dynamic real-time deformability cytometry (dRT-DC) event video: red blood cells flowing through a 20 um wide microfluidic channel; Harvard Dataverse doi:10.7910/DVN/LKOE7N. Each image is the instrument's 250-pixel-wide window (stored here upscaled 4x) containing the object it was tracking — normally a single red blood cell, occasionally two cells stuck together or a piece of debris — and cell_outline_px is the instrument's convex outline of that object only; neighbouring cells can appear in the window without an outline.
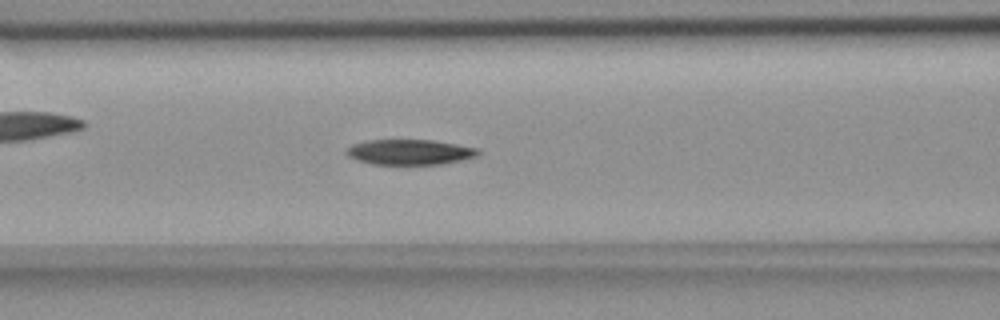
{"species": "common noctule bat (a hibernating species)", "species_latin": "Nyctalus noctula", "temperature_condition": "room temperature", "stored_images_in_passage": 54, "camera_frame_rate_fps": 3000, "um_per_image_px": 0.085, "animal": {"sex": "female", "body_mass_g": 18.4}, "frame": {"image": 1, "passage_image": 22, "time_ms": 7.0, "image_size_px": [1000, 320], "cell_outline_px": [[480, 156], [440, 164], [372, 164], [356, 160], [348, 156], [344, 152], [352, 144], [368, 140], [432, 140], [480, 148]], "centroid_in_image_um": [34.84, 12.92], "position_along_channel_um": 131.8, "area_um2": 19.48}}
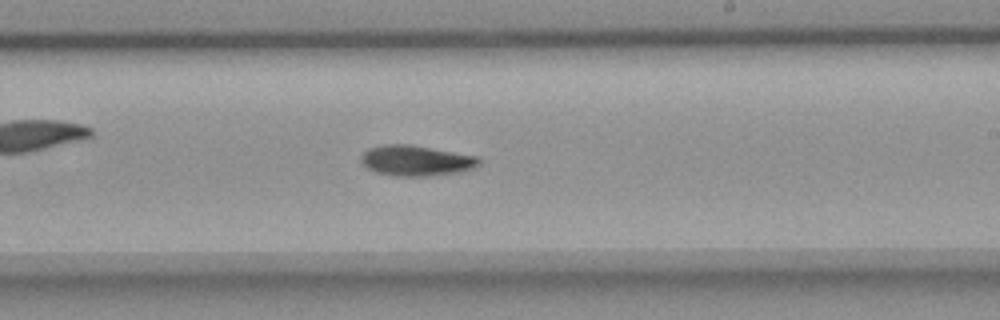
{"frame": {"image": 2, "passage_image": 32, "time_ms": 10.333, "image_size_px": [1000, 320], "cell_outline_px": [[484, 160], [476, 168], [460, 172], [428, 176], [396, 176], [376, 172], [368, 168], [360, 160], [360, 156], [368, 148], [384, 144], [408, 144], [480, 156]], "centroid_in_image_um": [35.44, 13.65], "position_along_channel_um": 253.6, "area_um2": 21.27}}
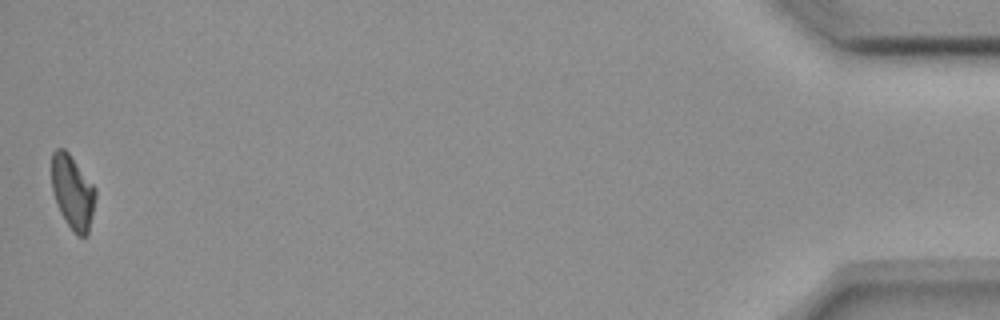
{"frame": {"image": 3, "passage_image": 54, "time_ms": 17.667, "image_size_px": [1000, 320], "cell_outline_px": [[96, 196], [88, 236], [76, 236], [72, 232], [60, 212], [56, 204], [52, 192], [52, 152], [56, 148], [64, 148], [68, 152], [96, 188]], "centroid_in_image_um": [6.17, 16.36], "position_along_channel_um": 429.0, "area_um2": 19.07}, "authors_computed_cell_mechanics": {"area_um2": 20.2011, "velocity_mm_per_s": 3.6729, "shape_relaxation_time_tau1_ms": 8.2628, "shape_relaxation_time_tau2_ms": null, "deformation_change_tau1": 0.173, "deformation_change_tau2": null}}